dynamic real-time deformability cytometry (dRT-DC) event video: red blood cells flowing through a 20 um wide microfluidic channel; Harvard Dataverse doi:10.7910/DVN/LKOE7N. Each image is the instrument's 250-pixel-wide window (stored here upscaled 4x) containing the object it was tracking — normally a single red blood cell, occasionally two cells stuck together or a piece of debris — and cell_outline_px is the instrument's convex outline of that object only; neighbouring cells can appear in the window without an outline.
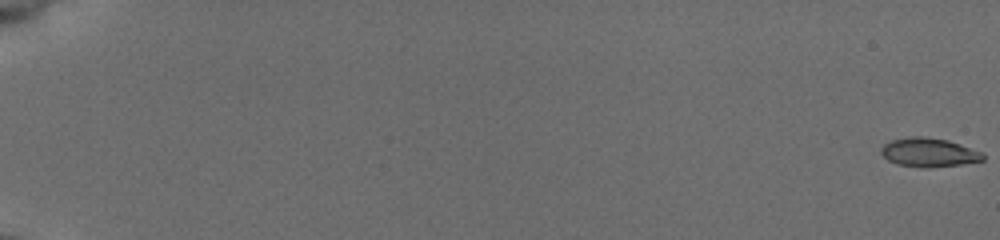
{"species": "common noctule bat (a hibernating species)", "species_latin": "Nyctalus noctula", "temperature_condition": "cold", "stored_images_in_passage": 56, "camera_frame_rate_fps": 3000, "um_per_image_px": 0.085, "animal": {"sex": "female", "body_mass_g": 19.5, "forearm_length_mm": 54.1}, "frame": {"image": 1, "passage_image": 1, "time_ms": 0.0, "image_size_px": [1000, 240], "cell_outline_px": [[984, 160], [960, 164], [928, 168], [920, 168], [896, 164], [888, 160], [880, 152], [880, 148], [884, 144], [892, 140], [912, 136], [924, 136], [948, 140], [984, 152]], "centroid_in_image_um": [78.95, 12.96], "position_along_channel_um": 6.0, "area_um2": 17.28}}
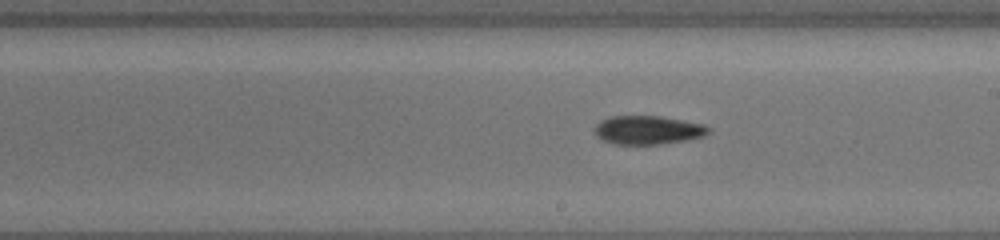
{"frame": {"image": 2, "passage_image": 35, "time_ms": 11.333, "image_size_px": [1000, 240], "cell_outline_px": [[712, 132], [704, 136], [688, 140], [660, 144], [612, 144], [596, 136], [596, 124], [600, 120], [612, 116], [660, 116], [704, 124], [712, 128]], "centroid_in_image_um": [55.13, 11.05], "position_along_channel_um": 233.9, "area_um2": 19.13}}
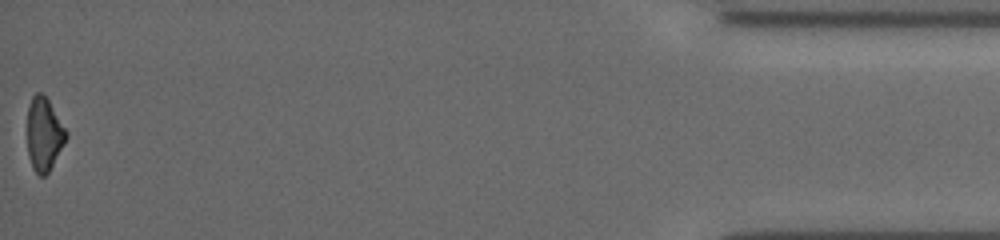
{"frame": {"image": 3, "passage_image": 56, "time_ms": 18.333, "image_size_px": [1000, 240], "cell_outline_px": [[68, 136], [48, 172], [44, 176], [40, 176], [32, 168], [28, 156], [28, 108], [32, 96], [36, 92], [40, 92], [48, 100], [68, 132]], "centroid_in_image_um": [3.74, 11.41], "position_along_channel_um": 431.5, "area_um2": 16.36}, "authors_computed_cell_mechanics": {"area_um2": 17.7735, "velocity_mm_per_s": 3.9376, "shape_relaxation_time_tau1_ms": 2.7043, "shape_relaxation_time_tau2_ms": 5.005, "deformation_change_tau1": 0.1022, "deformation_change_tau2": 0.1195}}